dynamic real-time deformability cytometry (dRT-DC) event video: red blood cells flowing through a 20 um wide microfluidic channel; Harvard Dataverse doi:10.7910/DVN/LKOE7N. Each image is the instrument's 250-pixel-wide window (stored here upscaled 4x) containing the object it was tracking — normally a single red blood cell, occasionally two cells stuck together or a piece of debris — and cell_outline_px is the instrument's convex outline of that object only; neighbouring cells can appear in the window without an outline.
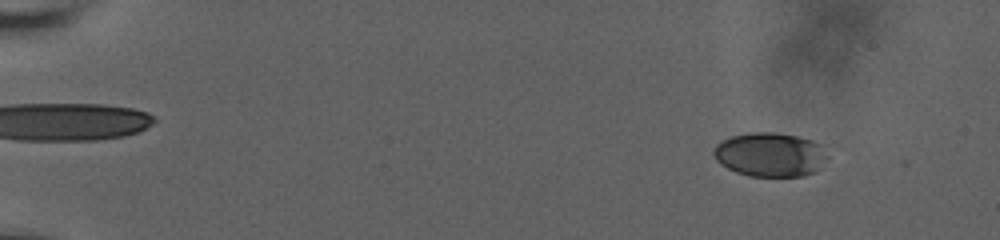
{"species": "human", "species_latin": "Homo sapiens", "temperature_condition": "room temperature", "stored_images_in_passage": 72, "camera_frame_rate_fps": 3000, "um_per_image_px": 0.085, "donor": {"sex": "male"}, "frame": {"image": 1, "passage_image": 8, "time_ms": 2.333, "image_size_px": [1000, 240], "cell_outline_px": [[820, 148], [816, 172], [804, 176], [748, 176], [736, 172], [720, 164], [716, 160], [712, 152], [716, 144], [732, 136], [752, 132], [772, 132], [796, 136], [812, 140], [820, 144]], "centroid_in_image_um": [65.31, 13.14], "position_along_channel_um": 19.7, "area_um2": 28.32}}
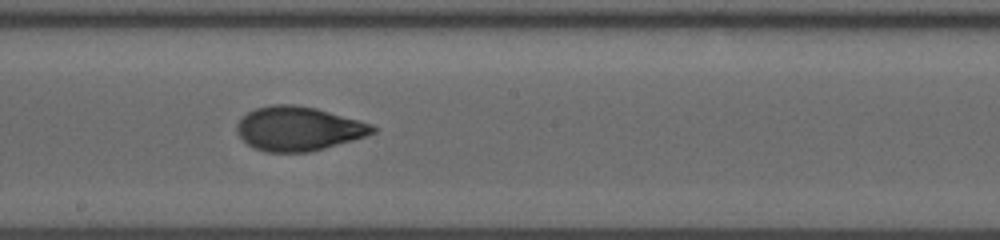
{"frame": {"image": 2, "passage_image": 43, "time_ms": 12.0, "image_size_px": [1000, 240], "cell_outline_px": [[376, 132], [352, 140], [324, 148], [308, 152], [264, 152], [252, 148], [236, 132], [236, 124], [248, 112], [256, 108], [272, 104], [296, 104], [316, 108], [360, 120], [372, 124], [376, 128]], "centroid_in_image_um": [25.35, 10.93], "position_along_channel_um": 222.8, "area_um2": 34.91}}
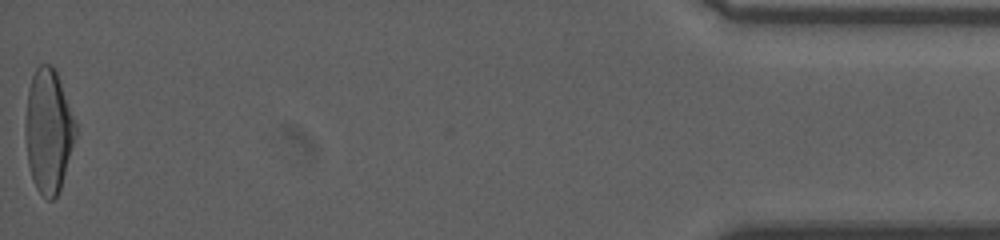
{"frame": {"image": 3, "passage_image": 72, "time_ms": 20.0, "image_size_px": [1000, 240], "cell_outline_px": [[76, 136], [60, 188], [56, 196], [52, 200], [48, 200], [36, 188], [32, 180], [28, 164], [24, 132], [24, 124], [28, 88], [32, 76], [36, 68], [40, 64], [52, 64], [60, 80], [76, 124]], "centroid_in_image_um": [4.09, 11.11], "position_along_channel_um": 431.1, "area_um2": 36.24}, "authors_computed_cell_mechanics": {"area_um2": 33.9286, "velocity_mm_per_s": 3.675, "shape_relaxation_time_tau1_ms": 5.2229, "shape_relaxation_time_tau2_ms": 1.1262, "deformation_change_tau1": 0.1902, "deformation_change_tau2": 0.0636}}